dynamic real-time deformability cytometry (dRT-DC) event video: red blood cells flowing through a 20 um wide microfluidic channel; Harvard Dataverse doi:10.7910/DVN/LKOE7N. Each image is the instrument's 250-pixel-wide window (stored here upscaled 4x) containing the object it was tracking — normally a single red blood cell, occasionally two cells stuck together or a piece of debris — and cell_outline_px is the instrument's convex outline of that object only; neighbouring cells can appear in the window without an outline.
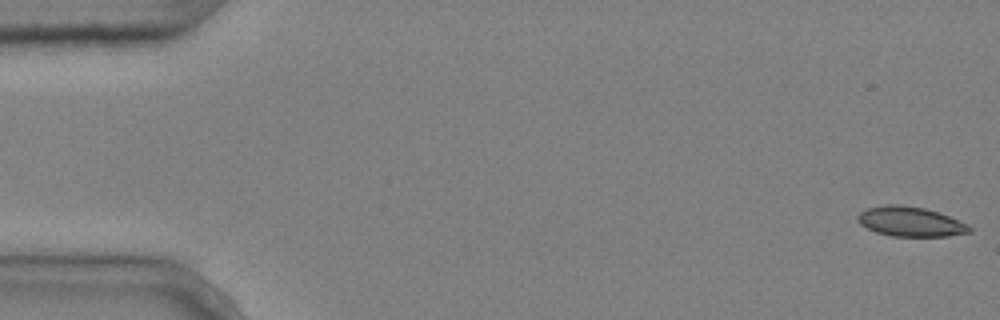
{"species": "common noctule bat (a hibernating species)", "species_latin": "Nyctalus noctula", "temperature_condition": "cold", "stored_images_in_passage": 6, "segment_of_instrument_passage": [1, 2], "camera_frame_rate_fps": 3000, "um_per_image_px": 0.085, "animal": {"sex": "male", "body_mass_g": 20.4}, "frame": {"image": 1, "passage_image": 1, "time_ms": 0.0, "image_size_px": [1000, 320], "cell_outline_px": [[972, 232], [948, 236], [892, 236], [876, 232], [860, 224], [856, 220], [856, 216], [860, 212], [868, 208], [888, 204], [900, 204], [924, 208], [948, 216], [968, 224], [972, 228]], "centroid_in_image_um": [77.38, 18.84], "position_along_channel_um": 7.6, "area_um2": 19.31}}
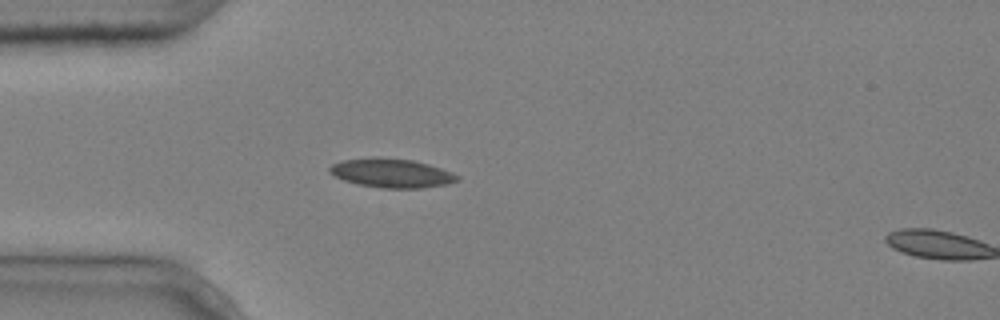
{"frame": {"image": 2, "passage_image": 5, "time_ms": 1.333, "image_size_px": [1000, 320], "cell_outline_px": [[460, 180], [444, 184], [420, 188], [380, 188], [360, 184], [344, 180], [328, 172], [328, 168], [332, 164], [344, 160], [372, 156], [376, 156], [412, 160], [428, 164], [452, 172], [460, 176]], "centroid_in_image_um": [33.27, 14.7], "position_along_channel_um": 51.7, "area_um2": 21.56}}